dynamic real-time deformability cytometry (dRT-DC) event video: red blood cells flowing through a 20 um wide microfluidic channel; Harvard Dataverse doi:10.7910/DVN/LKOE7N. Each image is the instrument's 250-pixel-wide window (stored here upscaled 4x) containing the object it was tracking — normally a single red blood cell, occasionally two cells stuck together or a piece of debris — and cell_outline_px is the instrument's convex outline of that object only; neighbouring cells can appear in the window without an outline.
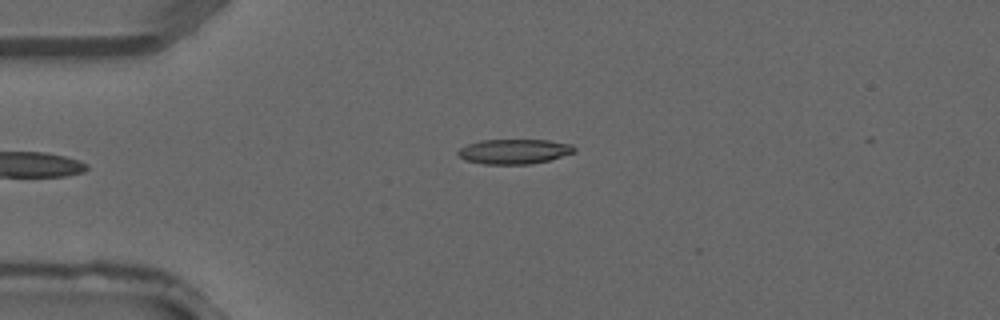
{"species": "common noctule bat (a hibernating species)", "species_latin": "Nyctalus noctula", "temperature_condition": "warm", "stored_images_in_passage": 3, "camera_frame_rate_fps": 3000, "um_per_image_px": 0.085, "animal": {"sex": "male", "forearm_length_mm": 52.5}, "frame": {"image": 1, "passage_image": 3, "time_ms": 0.667, "image_size_px": [1000, 320], "cell_outline_px": [[576, 152], [548, 160], [532, 164], [484, 164], [464, 160], [456, 152], [460, 148], [468, 144], [480, 140], [548, 140], [572, 144], [576, 148]], "centroid_in_image_um": [43.71, 12.87], "position_along_channel_um": 41.3, "area_um2": 16.88}}